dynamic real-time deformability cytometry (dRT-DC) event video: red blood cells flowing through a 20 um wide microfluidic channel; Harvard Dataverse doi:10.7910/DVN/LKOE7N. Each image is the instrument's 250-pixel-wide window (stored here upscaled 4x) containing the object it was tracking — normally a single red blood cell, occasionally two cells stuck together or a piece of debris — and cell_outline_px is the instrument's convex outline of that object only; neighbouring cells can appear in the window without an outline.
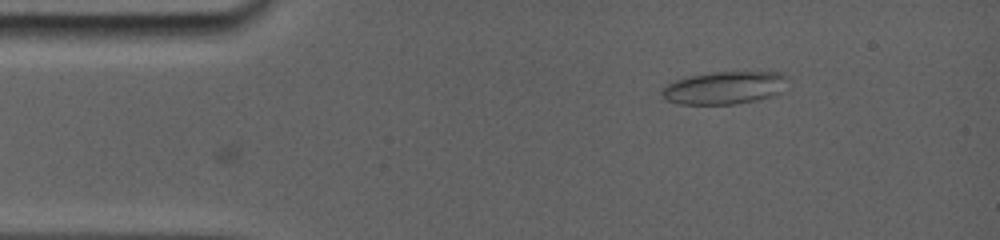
{"species": "common noctule bat (a hibernating species)", "species_latin": "Nyctalus noctula", "temperature_condition": "room temperature", "stored_images_in_passage": 2, "camera_frame_rate_fps": 5000, "um_per_image_px": 0.085, "animal": {"sex": "female", "body_mass_g": 19.0, "forearm_length_mm": 56.7}, "frame": {"image": 1, "passage_image": 1, "time_ms": 0.0, "image_size_px": [1000, 240], "cell_outline_px": [[788, 76], [784, 92], [776, 96], [736, 104], [680, 104], [668, 100], [660, 92], [668, 84], [676, 80], [692, 76], [712, 72], [784, 72]], "centroid_in_image_um": [61.69, 7.46], "position_along_channel_um": 23.3, "area_um2": 24.1}}